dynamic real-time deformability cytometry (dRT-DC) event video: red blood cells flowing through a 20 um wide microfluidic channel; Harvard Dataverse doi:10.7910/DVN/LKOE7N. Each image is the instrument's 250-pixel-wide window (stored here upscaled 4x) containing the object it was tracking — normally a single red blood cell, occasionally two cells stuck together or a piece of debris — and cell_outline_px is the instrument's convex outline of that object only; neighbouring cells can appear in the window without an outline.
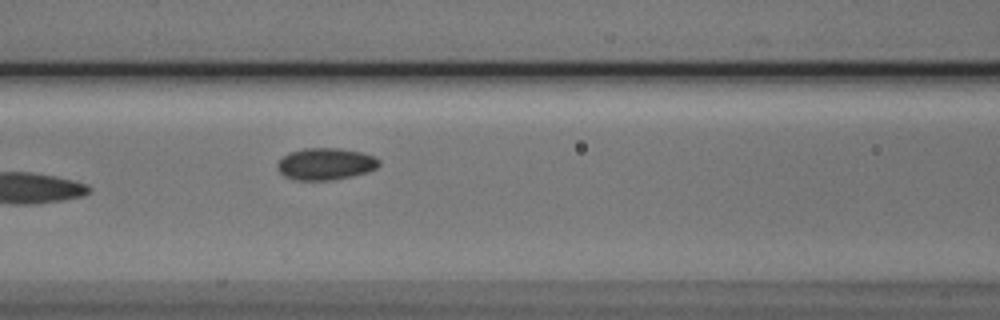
{"species": "Egyptian fruit bat (a non-hibernating species)", "species_latin": "Rousettus aegyptiacus", "temperature_condition": "cold", "stored_images_in_passage": 6, "camera_frame_rate_fps": 3000, "um_per_image_px": 0.085, "animal": {"sex": "male"}, "frame": {"image": 1, "passage_image": 6, "time_ms": 6.667, "image_size_px": [1000, 320], "cell_outline_px": [[380, 164], [376, 168], [368, 172], [352, 176], [332, 180], [292, 180], [284, 176], [276, 168], [276, 164], [288, 152], [304, 148], [340, 148], [360, 152], [372, 156], [380, 160]], "centroid_in_image_um": [27.64, 13.94], "position_along_channel_um": 139.0, "area_um2": 19.02}}